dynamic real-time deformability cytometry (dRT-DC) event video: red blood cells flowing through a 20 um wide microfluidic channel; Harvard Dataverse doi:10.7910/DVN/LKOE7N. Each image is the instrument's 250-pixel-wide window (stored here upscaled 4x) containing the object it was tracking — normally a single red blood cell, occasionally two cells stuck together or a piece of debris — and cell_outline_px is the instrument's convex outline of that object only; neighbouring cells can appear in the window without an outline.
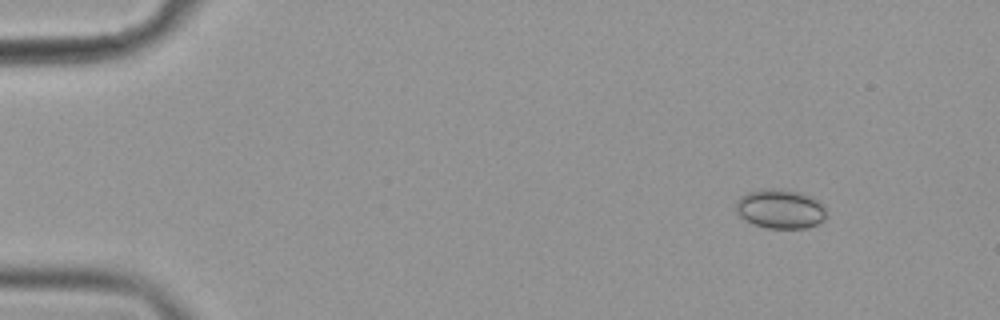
{"species": "common noctule bat (a hibernating species)", "species_latin": "Nyctalus noctula", "temperature_condition": "cold", "stored_images_in_passage": 56, "camera_frame_rate_fps": 3000, "um_per_image_px": 0.085, "animal": {"sex": "female", "body_mass_g": 19.9}, "frame": {"image": 1, "passage_image": 6, "time_ms": 1.667, "image_size_px": [1000, 320], "cell_outline_px": [[824, 220], [820, 224], [808, 228], [768, 228], [752, 224], [744, 220], [736, 212], [736, 200], [740, 196], [748, 192], [764, 188], [776, 188], [800, 192], [812, 196], [824, 204]], "centroid_in_image_um": [66.31, 17.75], "position_along_channel_um": 18.7, "area_um2": 21.04}}
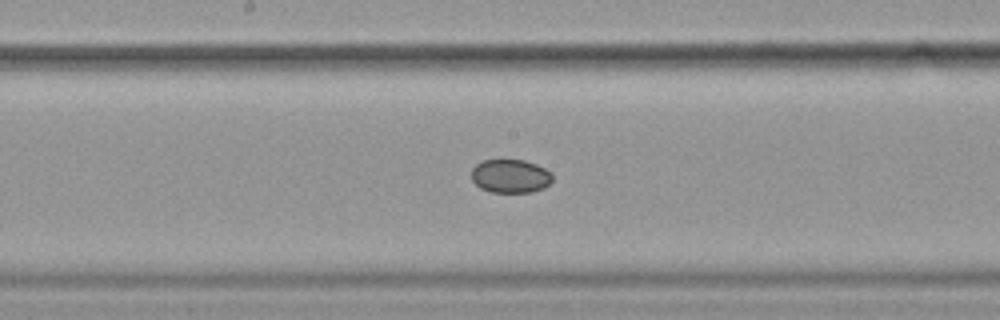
{"frame": {"image": 2, "passage_image": 30, "time_ms": 9.667, "image_size_px": [1000, 320], "cell_outline_px": [[552, 180], [544, 188], [532, 192], [492, 192], [480, 188], [472, 180], [472, 168], [476, 164], [484, 160], [524, 160], [536, 164], [552, 172]], "centroid_in_image_um": [43.39, 14.97], "position_along_channel_um": 204.8, "area_um2": 15.84}}
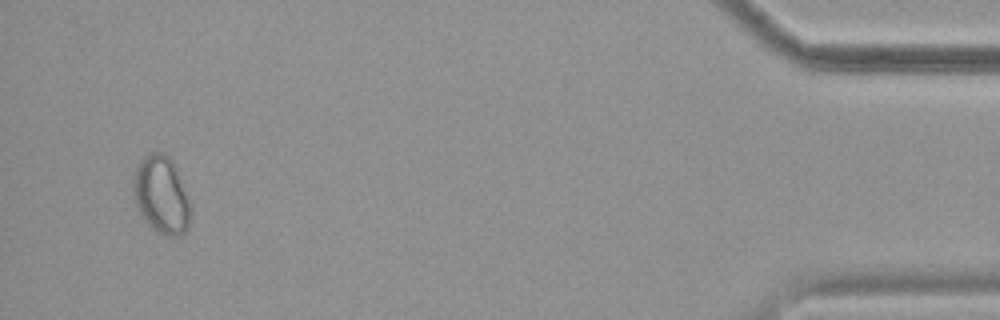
{"frame": {"image": 3, "passage_image": 54, "time_ms": 17.667, "image_size_px": [1000, 320], "cell_outline_px": [[192, 212], [188, 228], [180, 236], [164, 236], [152, 228], [144, 220], [136, 204], [132, 192], [132, 176], [136, 164], [148, 152], [164, 152], [172, 160], [188, 200]], "centroid_in_image_um": [13.68, 16.56], "position_along_channel_um": 421.5, "area_um2": 26.13}}